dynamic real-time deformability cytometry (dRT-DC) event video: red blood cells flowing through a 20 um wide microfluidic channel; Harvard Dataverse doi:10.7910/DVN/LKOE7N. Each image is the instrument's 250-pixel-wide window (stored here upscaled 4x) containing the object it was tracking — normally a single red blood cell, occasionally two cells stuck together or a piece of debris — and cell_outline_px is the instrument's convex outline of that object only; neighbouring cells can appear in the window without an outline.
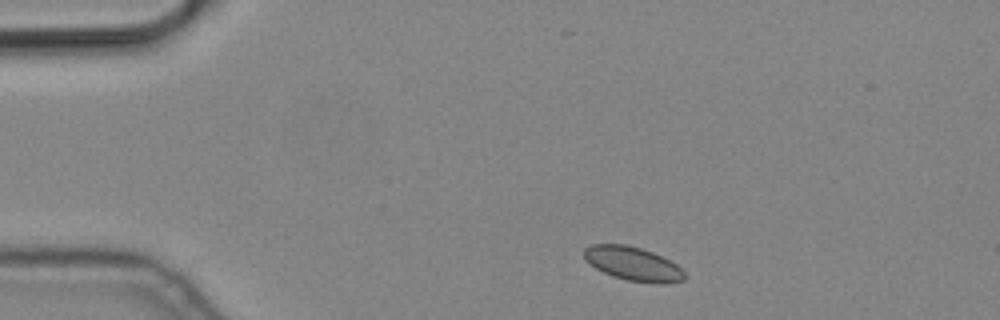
{"species": "common noctule bat (a hibernating species)", "species_latin": "Nyctalus noctula", "temperature_condition": "cold", "stored_images_in_passage": 3, "camera_frame_rate_fps": 3000, "um_per_image_px": 0.085, "animal": {"sex": "male", "body_mass_g": 19.2, "forearm_length_mm": 51.8}, "frame": {"image": 1, "passage_image": 1, "time_ms": 0.0, "image_size_px": [1000, 320], "cell_outline_px": [[684, 280], [668, 284], [656, 284], [628, 280], [612, 276], [596, 268], [584, 260], [584, 248], [592, 244], [624, 244], [640, 248], [652, 252], [676, 264], [684, 272]], "centroid_in_image_um": [53.79, 22.43], "position_along_channel_um": 31.2, "area_um2": 19.77}}